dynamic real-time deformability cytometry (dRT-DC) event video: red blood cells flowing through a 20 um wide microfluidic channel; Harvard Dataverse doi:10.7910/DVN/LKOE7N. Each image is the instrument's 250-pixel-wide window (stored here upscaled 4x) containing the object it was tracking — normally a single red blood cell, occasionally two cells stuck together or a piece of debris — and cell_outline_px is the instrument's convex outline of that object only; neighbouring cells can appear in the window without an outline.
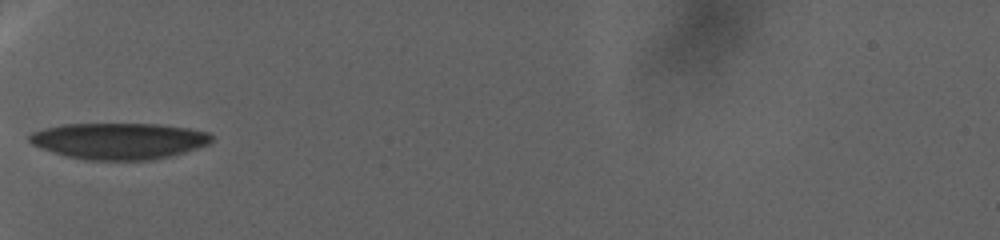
{"species": "human", "species_latin": "Homo sapiens", "temperature_condition": "warm", "stored_images_in_passage": 85, "camera_frame_rate_fps": 3000, "um_per_image_px": 0.085, "donor": {"sex": "female"}, "frame": {"image": 1, "passage_image": 1, "time_ms": 0.0, "image_size_px": [1000, 240], "cell_outline_px": [[212, 140], [208, 144], [184, 152], [152, 160], [84, 160], [52, 152], [40, 148], [32, 144], [28, 140], [28, 136], [32, 132], [44, 128], [64, 124], [156, 124], [188, 128], [208, 132], [212, 136]], "centroid_in_image_um": [10.07, 11.98], "position_along_channel_um": 74.9, "area_um2": 38.49}}
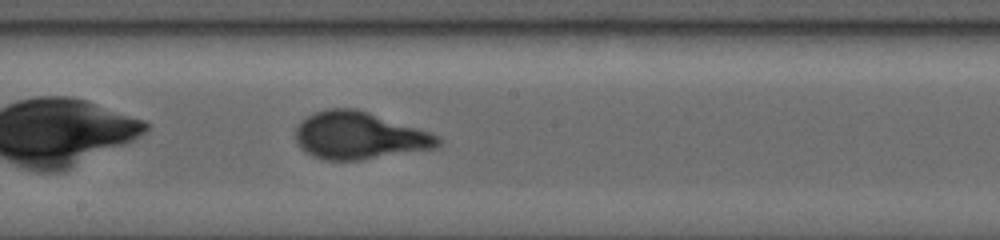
{"frame": {"image": 2, "passage_image": 37, "time_ms": 14.0, "image_size_px": [1000, 240], "cell_outline_px": [[444, 140], [436, 148], [360, 160], [324, 160], [312, 156], [304, 152], [296, 144], [296, 128], [300, 120], [304, 116], [312, 112], [328, 108], [356, 108], [432, 132], [440, 136]], "centroid_in_image_um": [30.52, 11.52], "position_along_channel_um": 217.7, "area_um2": 39.88}}
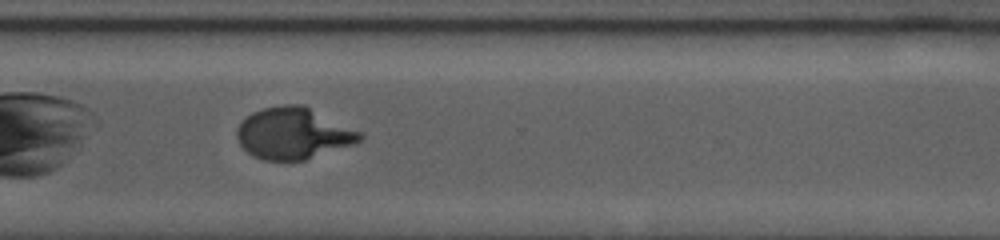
{"frame": {"image": 3, "passage_image": 59, "time_ms": 26.0, "image_size_px": [1000, 240], "cell_outline_px": [[364, 140], [356, 144], [304, 160], [264, 160], [252, 156], [240, 144], [236, 136], [236, 128], [252, 112], [264, 108], [284, 104], [304, 104], [364, 132]], "centroid_in_image_um": [25.01, 11.33], "position_along_channel_um": 345.6, "area_um2": 37.4}}